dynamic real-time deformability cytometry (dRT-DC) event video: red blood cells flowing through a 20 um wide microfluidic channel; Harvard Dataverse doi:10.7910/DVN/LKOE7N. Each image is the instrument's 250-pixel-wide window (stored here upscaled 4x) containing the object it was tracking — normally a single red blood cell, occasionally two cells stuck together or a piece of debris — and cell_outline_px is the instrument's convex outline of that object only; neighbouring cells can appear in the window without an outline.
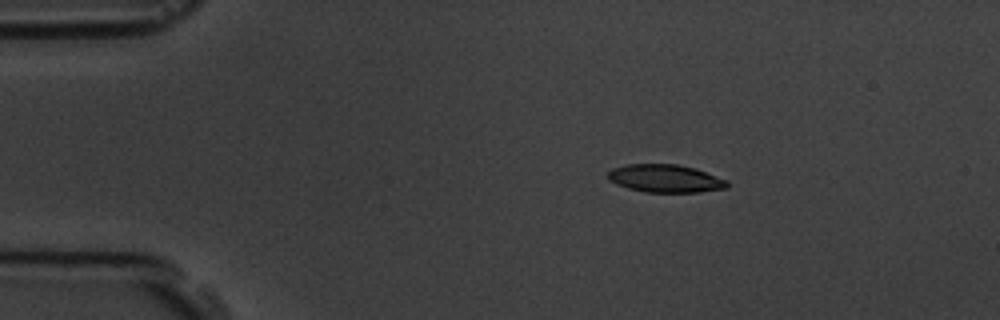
{"species": "common noctule bat (a hibernating species)", "species_latin": "Nyctalus noctula", "temperature_condition": "room temperature", "stored_images_in_passage": 2, "camera_frame_rate_fps": 3000, "um_per_image_px": 0.085, "animal": {"sex": "male", "body_mass_g": 19.5, "forearm_length_mm": 54.6}, "frame": {"image": 1, "passage_image": 1, "time_ms": 0.0, "image_size_px": [1000, 320], "cell_outline_px": [[728, 188], [700, 192], [648, 192], [628, 188], [616, 184], [608, 180], [608, 172], [612, 168], [628, 164], [676, 164], [696, 168], [728, 180]], "centroid_in_image_um": [56.57, 15.17], "position_along_channel_um": 28.4, "area_um2": 19.48}}